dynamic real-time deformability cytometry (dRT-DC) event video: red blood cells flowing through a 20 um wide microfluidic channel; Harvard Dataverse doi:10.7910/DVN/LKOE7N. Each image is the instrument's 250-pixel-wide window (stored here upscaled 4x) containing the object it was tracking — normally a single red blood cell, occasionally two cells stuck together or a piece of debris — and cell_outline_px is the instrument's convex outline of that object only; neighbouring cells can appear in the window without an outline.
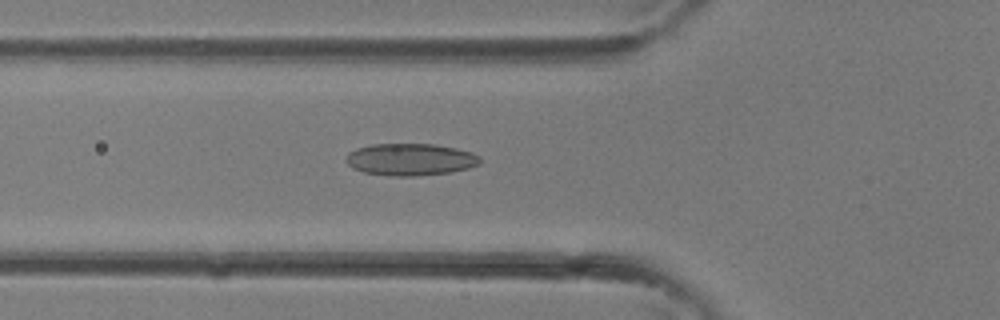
{"species": "common noctule bat (a hibernating species)", "species_latin": "Nyctalus noctula", "temperature_condition": "room temperature", "stored_images_in_passage": 36, "camera_frame_rate_fps": 3000, "um_per_image_px": 0.085, "animal": {"sex": "female"}, "frame": {"image": 1, "passage_image": 13, "time_ms": 4.0, "image_size_px": [1000, 320], "cell_outline_px": [[480, 164], [468, 168], [448, 172], [416, 176], [388, 176], [364, 172], [352, 168], [344, 160], [348, 152], [356, 148], [372, 144], [436, 144], [456, 148], [472, 152], [480, 156]], "centroid_in_image_um": [34.86, 13.55], "position_along_channel_um": 90.9, "area_um2": 25.2}}
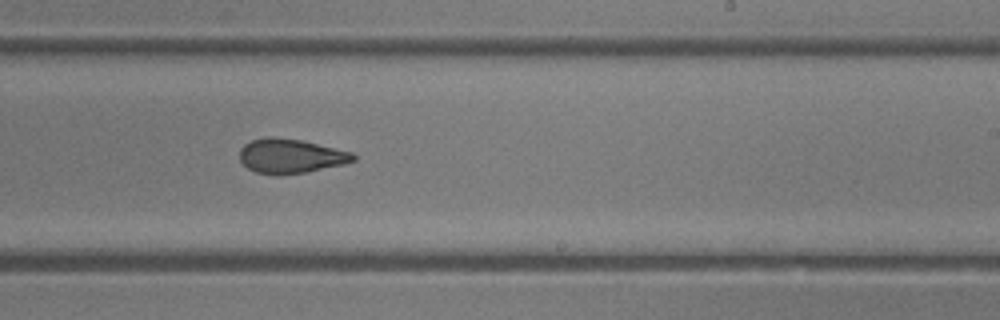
{"frame": {"image": 2, "passage_image": 22, "time_ms": 7.0, "image_size_px": [1000, 320], "cell_outline_px": [[356, 160], [344, 164], [308, 172], [276, 176], [256, 172], [248, 168], [240, 160], [240, 148], [244, 144], [252, 140], [272, 136], [300, 140], [352, 152], [356, 156]], "centroid_in_image_um": [24.7, 13.28], "position_along_channel_um": 264.3, "area_um2": 22.83}}
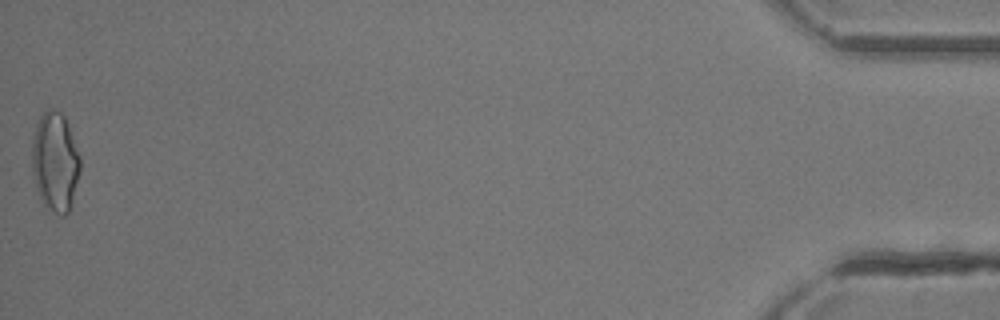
{"frame": {"image": 3, "passage_image": 36, "time_ms": 11.667, "image_size_px": [1000, 320], "cell_outline_px": [[80, 172], [72, 200], [68, 212], [64, 216], [60, 216], [44, 204], [36, 188], [32, 172], [32, 140], [36, 124], [40, 116], [48, 108], [52, 108], [60, 112], [64, 116], [80, 156]], "centroid_in_image_um": [4.67, 13.74], "position_along_channel_um": 430.5, "area_um2": 27.69}}